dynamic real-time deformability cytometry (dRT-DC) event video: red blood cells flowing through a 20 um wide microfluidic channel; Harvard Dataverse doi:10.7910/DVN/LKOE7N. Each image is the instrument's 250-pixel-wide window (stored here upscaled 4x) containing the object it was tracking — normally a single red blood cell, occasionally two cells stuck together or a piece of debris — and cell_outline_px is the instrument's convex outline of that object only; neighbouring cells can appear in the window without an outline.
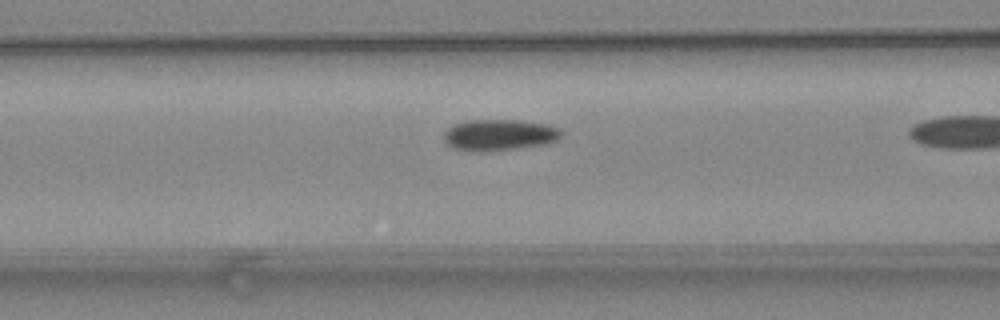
{"species": "common noctule bat (a hibernating species)", "species_latin": "Nyctalus noctula", "temperature_condition": "warm", "stored_images_in_passage": 26, "camera_frame_rate_fps": 3000, "um_per_image_px": 0.085, "animal": {"sex": "female", "body_mass_g": 24.6, "forearm_length_mm": 56.2}, "frame": {"image": 1, "passage_image": 18, "time_ms": 5.667, "image_size_px": [1000, 320], "cell_outline_px": [[564, 132], [556, 140], [548, 144], [516, 148], [480, 152], [476, 152], [452, 148], [444, 140], [444, 132], [452, 124], [468, 120], [516, 120], [548, 124], [560, 128]], "centroid_in_image_um": [42.44, 11.46], "position_along_channel_um": 124.2, "area_um2": 21.56}}
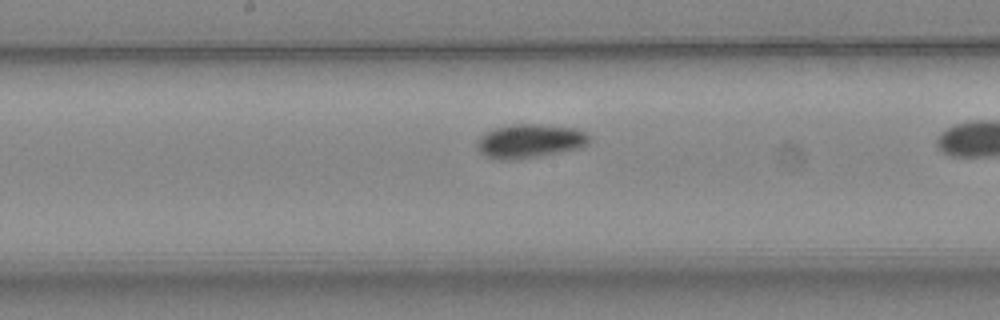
{"frame": {"image": 2, "passage_image": 24, "time_ms": 7.667, "image_size_px": [1000, 320], "cell_outline_px": [[592, 140], [588, 144], [580, 148], [540, 156], [516, 160], [496, 160], [484, 156], [476, 148], [476, 144], [480, 136], [496, 128], [512, 124], [536, 124], [576, 128], [588, 132], [592, 136]], "centroid_in_image_um": [45.07, 12.0], "position_along_channel_um": 203.1, "area_um2": 22.54}}